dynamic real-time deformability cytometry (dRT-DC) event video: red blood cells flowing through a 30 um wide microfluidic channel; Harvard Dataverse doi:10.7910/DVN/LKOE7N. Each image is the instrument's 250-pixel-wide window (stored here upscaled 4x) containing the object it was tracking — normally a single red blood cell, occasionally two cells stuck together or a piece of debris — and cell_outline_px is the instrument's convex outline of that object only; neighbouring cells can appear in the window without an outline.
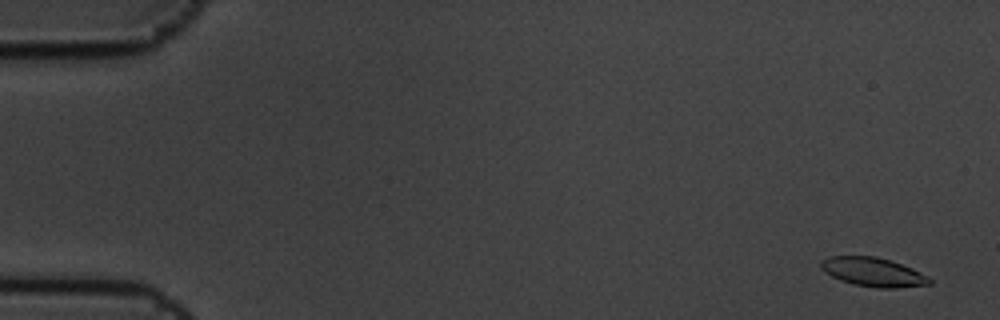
{"species": "common noctule bat (a hibernating species)", "species_latin": "Nyctalus noctula", "temperature_condition": "cold", "stored_images_in_passage": 7, "camera_frame_rate_fps": 3000, "um_per_image_px": 0.085, "animal": {"sex": "male", "body_mass_g": 19.5, "forearm_length_mm": 54.6}, "frame": {"image": 1, "passage_image": 1, "time_ms": 0.0, "image_size_px": [1000, 320], "cell_outline_px": [[932, 284], [896, 288], [876, 288], [856, 284], [840, 280], [832, 276], [820, 268], [820, 260], [828, 256], [876, 256], [900, 264], [928, 276], [932, 280]], "centroid_in_image_um": [74.19, 23.12], "position_along_channel_um": 10.8, "area_um2": 18.15}}
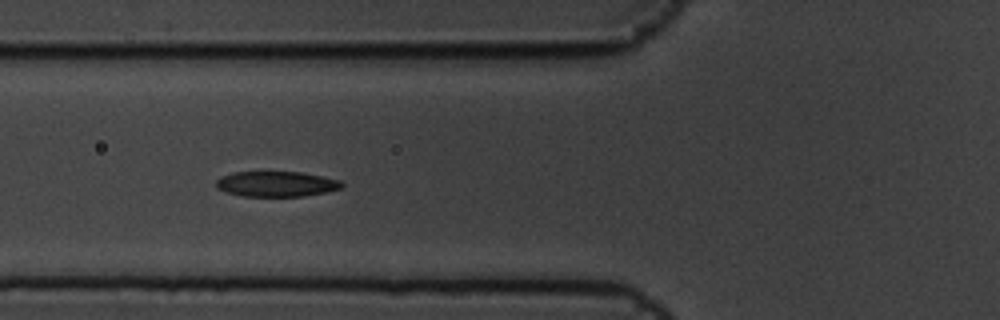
{"frame": {"image": 2, "passage_image": 6, "time_ms": 1.667, "image_size_px": [1000, 320], "cell_outline_px": [[344, 188], [328, 192], [304, 196], [244, 196], [224, 192], [216, 188], [216, 180], [220, 176], [232, 172], [300, 172], [340, 180], [344, 184]], "centroid_in_image_um": [23.48, 15.64], "position_along_channel_um": 102.3, "area_um2": 18.73}}
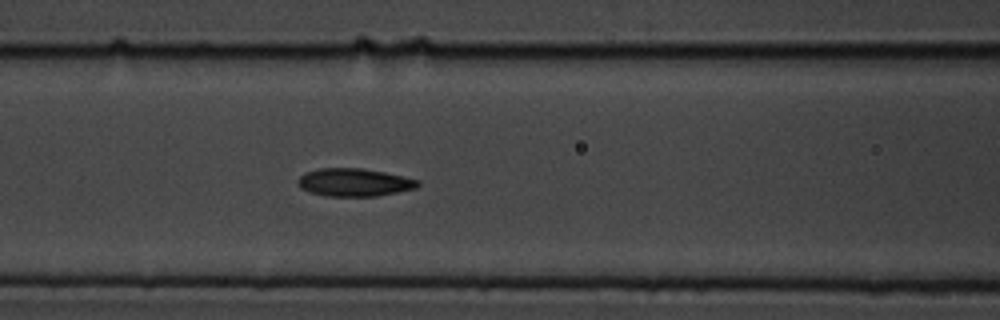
{"frame": {"image": 3, "passage_image": 7, "time_ms": 2.0, "image_size_px": [1000, 320], "cell_outline_px": [[420, 184], [416, 188], [376, 196], [328, 196], [308, 192], [300, 188], [296, 184], [296, 180], [304, 172], [320, 168], [360, 168], [384, 172], [420, 180]], "centroid_in_image_um": [30.06, 15.5], "position_along_channel_um": 136.5, "area_um2": 19.59}}